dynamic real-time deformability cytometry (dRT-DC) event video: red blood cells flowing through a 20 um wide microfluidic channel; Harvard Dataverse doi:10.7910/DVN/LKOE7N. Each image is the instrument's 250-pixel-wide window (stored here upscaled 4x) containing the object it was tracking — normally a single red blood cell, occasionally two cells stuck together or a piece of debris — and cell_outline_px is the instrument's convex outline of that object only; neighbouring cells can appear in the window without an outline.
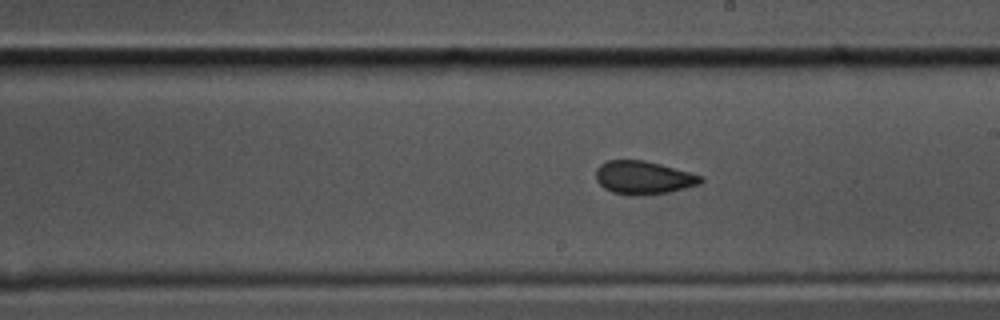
{"species": "common noctule bat (a hibernating species)", "species_latin": "Nyctalus noctula", "temperature_condition": "cold", "stored_images_in_passage": 44, "segment_of_instrument_passage": [1, 2], "camera_frame_rate_fps": 3000, "um_per_image_px": 0.085, "animal": {"sex": "male", "body_mass_g": 17.5, "forearm_length_mm": 52.3}, "frame": {"image": 1, "passage_image": 17, "time_ms": 5.333, "image_size_px": [1000, 320], "cell_outline_px": [[704, 180], [700, 184], [668, 192], [636, 196], [628, 196], [612, 192], [604, 188], [596, 180], [596, 168], [600, 164], [608, 160], [644, 160], [660, 164], [704, 176]], "centroid_in_image_um": [54.68, 15.1], "position_along_channel_um": 234.3, "area_um2": 20.4}}
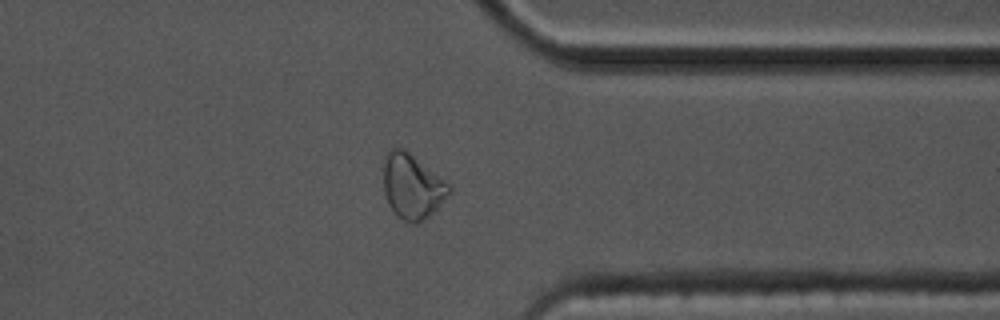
{"frame": {"image": 2, "passage_image": 30, "time_ms": 9.667, "image_size_px": [1000, 320], "cell_outline_px": [[452, 192], [428, 216], [416, 224], [412, 224], [404, 220], [388, 204], [384, 192], [384, 160], [388, 152], [392, 148], [404, 148], [444, 180], [452, 188]], "centroid_in_image_um": [35.04, 15.83], "position_along_channel_um": 376.4, "area_um2": 24.28}}
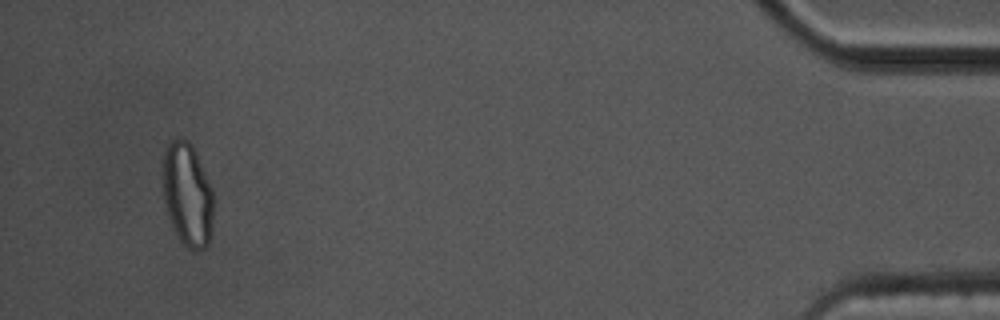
{"frame": {"image": 3, "passage_image": 40, "time_ms": 13.0, "image_size_px": [1000, 320], "cell_outline_px": [[212, 228], [208, 244], [204, 248], [196, 252], [188, 248], [180, 240], [168, 216], [164, 200], [164, 152], [168, 140], [188, 140], [192, 144], [196, 152], [212, 188]], "centroid_in_image_um": [15.94, 16.55], "position_along_channel_um": 419.3, "area_um2": 30.23}}